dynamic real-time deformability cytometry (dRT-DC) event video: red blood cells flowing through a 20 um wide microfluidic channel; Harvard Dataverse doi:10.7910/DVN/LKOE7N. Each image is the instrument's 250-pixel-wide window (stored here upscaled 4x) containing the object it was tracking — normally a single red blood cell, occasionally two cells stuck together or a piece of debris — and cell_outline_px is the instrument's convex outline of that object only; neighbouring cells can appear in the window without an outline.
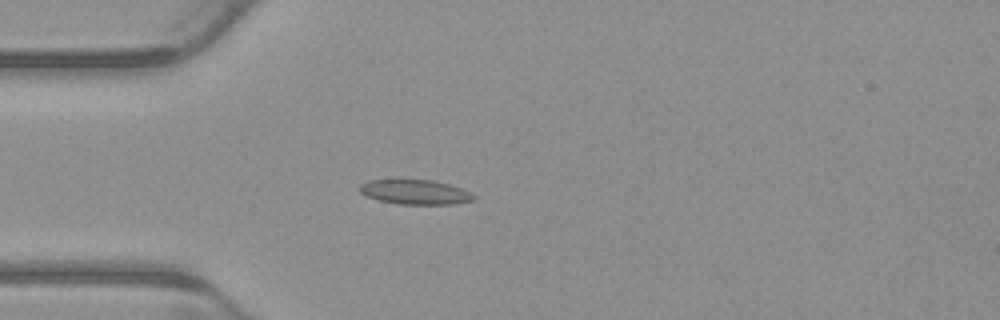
{"species": "common noctule bat (a hibernating species)", "species_latin": "Nyctalus noctula", "temperature_condition": "warm", "stored_images_in_passage": 3, "camera_frame_rate_fps": 3000, "um_per_image_px": 0.085, "animal": {"sex": "male", "body_mass_g": 23.1, "forearm_length_mm": 52.7}, "frame": {"image": 1, "passage_image": 3, "time_ms": 0.667, "image_size_px": [1000, 320], "cell_outline_px": [[476, 200], [452, 204], [396, 204], [380, 200], [368, 196], [360, 192], [356, 188], [360, 184], [368, 180], [432, 180], [448, 184], [460, 188], [476, 196]], "centroid_in_image_um": [35.26, 16.33], "position_along_channel_um": 49.7, "area_um2": 16.3}}